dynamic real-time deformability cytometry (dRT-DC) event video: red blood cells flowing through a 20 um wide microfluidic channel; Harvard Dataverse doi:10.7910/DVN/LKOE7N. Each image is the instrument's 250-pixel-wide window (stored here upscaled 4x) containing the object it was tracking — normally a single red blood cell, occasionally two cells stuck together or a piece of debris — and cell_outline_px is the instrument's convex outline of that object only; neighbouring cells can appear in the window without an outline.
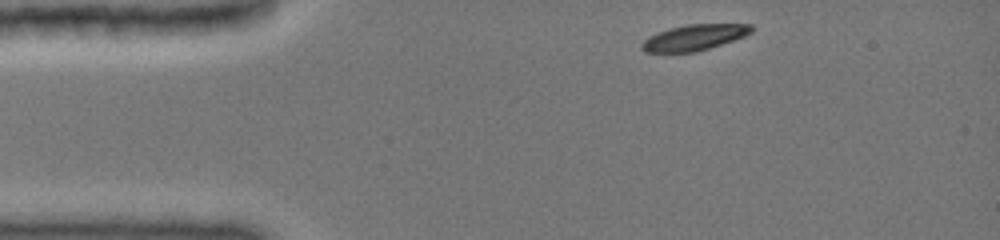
{"species": "common noctule bat (a hibernating species)", "species_latin": "Nyctalus noctula", "temperature_condition": "cold", "stored_images_in_passage": 52, "camera_frame_rate_fps": 3000, "um_per_image_px": 0.085, "animal": {"sex": "female", "body_mass_g": 19.0, "forearm_length_mm": 51.5}, "frame": {"image": 1, "passage_image": 1, "time_ms": 0.0, "image_size_px": [1000, 240], "cell_outline_px": [[752, 32], [744, 36], [708, 48], [692, 52], [644, 52], [640, 44], [644, 40], [668, 28], [688, 24], [752, 24]], "centroid_in_image_um": [59.01, 3.17], "position_along_channel_um": 26.0, "area_um2": 16.13}}
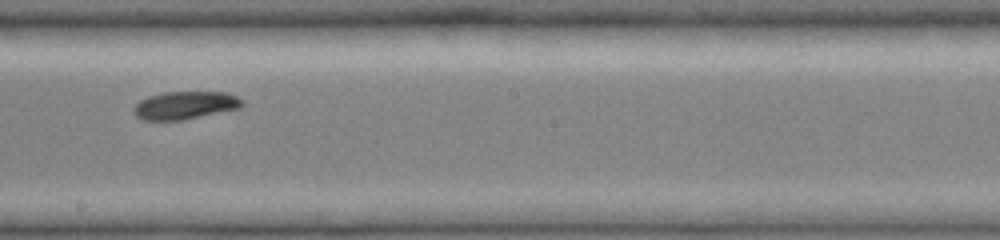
{"frame": {"image": 2, "passage_image": 30, "time_ms": 6.667, "image_size_px": [1000, 240], "cell_outline_px": [[244, 104], [240, 108], [180, 120], [144, 120], [136, 116], [136, 104], [140, 100], [148, 96], [164, 92], [228, 92], [244, 100]], "centroid_in_image_um": [15.78, 8.93], "position_along_channel_um": 232.4, "area_um2": 17.4}}
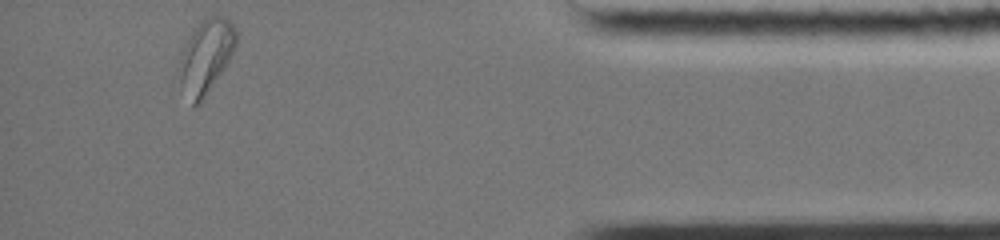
{"frame": {"image": 3, "passage_image": 52, "time_ms": 12.333, "image_size_px": [1000, 240], "cell_outline_px": [[236, 48], [224, 68], [204, 100], [200, 104], [192, 108], [180, 84], [176, 68], [180, 56], [192, 32], [200, 20], [204, 16], [224, 16], [236, 28]], "centroid_in_image_um": [17.48, 4.84], "position_along_channel_um": 417.7, "area_um2": 24.91}, "authors_computed_cell_mechanics": {"area_um2": 17.629, "velocity_mm_per_s": 3.8964, "shape_relaxation_time_tau1_ms": 8.8251, "shape_relaxation_time_tau2_ms": 7.9596, "deformation_change_tau1": 0.1905, "deformation_change_tau2": 0.1092}}